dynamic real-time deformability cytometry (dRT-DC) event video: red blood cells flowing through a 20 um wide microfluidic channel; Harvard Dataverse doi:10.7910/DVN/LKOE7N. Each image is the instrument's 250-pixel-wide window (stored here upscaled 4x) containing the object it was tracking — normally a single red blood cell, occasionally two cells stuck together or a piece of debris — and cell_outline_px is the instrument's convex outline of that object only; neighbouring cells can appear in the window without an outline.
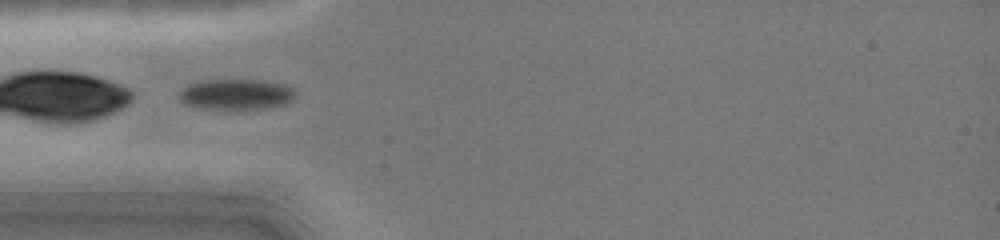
{"species": "common noctule bat (a hibernating species)", "species_latin": "Nyctalus noctula", "temperature_condition": "cold", "stored_images_in_passage": 44, "camera_frame_rate_fps": 3000, "um_per_image_px": 0.085, "animal": {"sex": "female", "body_mass_g": 19.0, "forearm_length_mm": 51.5}, "frame": {"image": 1, "passage_image": 13, "time_ms": 4.0, "image_size_px": [1000, 240], "cell_outline_px": [[296, 96], [292, 100], [284, 104], [260, 108], [204, 108], [188, 104], [180, 100], [180, 92], [188, 84], [200, 80], [264, 80], [284, 84], [292, 88], [296, 92]], "centroid_in_image_um": [20.11, 7.99], "position_along_channel_um": 64.9, "area_um2": 20.35}}
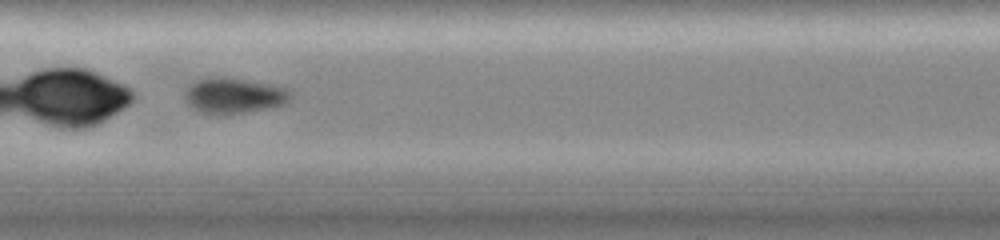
{"frame": {"image": 2, "passage_image": 22, "time_ms": 7.0, "image_size_px": [1000, 240], "cell_outline_px": [[292, 96], [288, 100], [280, 104], [240, 112], [200, 112], [188, 104], [184, 100], [184, 92], [196, 80], [208, 76], [224, 76], [272, 84], [292, 88]], "centroid_in_image_um": [19.87, 8.05], "position_along_channel_um": 187.5, "area_um2": 21.44}}
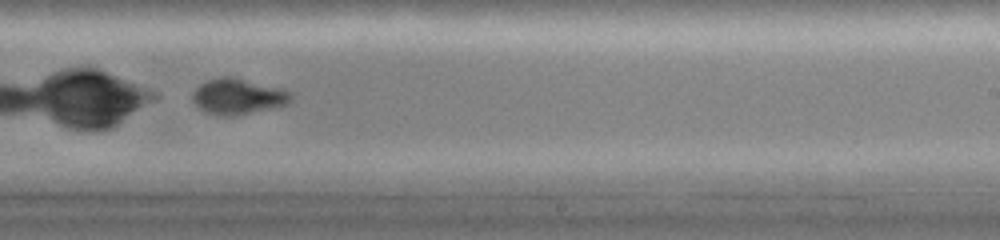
{"frame": {"image": 3, "passage_image": 28, "time_ms": 9.0, "image_size_px": [1000, 240], "cell_outline_px": [[292, 100], [284, 104], [232, 116], [224, 116], [208, 112], [200, 108], [192, 100], [192, 92], [200, 84], [208, 80], [220, 76], [232, 76], [284, 88], [292, 92]], "centroid_in_image_um": [20.22, 8.16], "position_along_channel_um": 268.8, "area_um2": 20.29}, "authors_computed_cell_mechanics": {"area_um2": 21.7617, "velocity_mm_per_s": 4.0922, "shape_relaxation_time_tau1_ms": 2.853, "shape_relaxation_time_tau2_ms": 1.0767, "deformation_change_tau1": 0.081, "deformation_change_tau2": 0.0385}}